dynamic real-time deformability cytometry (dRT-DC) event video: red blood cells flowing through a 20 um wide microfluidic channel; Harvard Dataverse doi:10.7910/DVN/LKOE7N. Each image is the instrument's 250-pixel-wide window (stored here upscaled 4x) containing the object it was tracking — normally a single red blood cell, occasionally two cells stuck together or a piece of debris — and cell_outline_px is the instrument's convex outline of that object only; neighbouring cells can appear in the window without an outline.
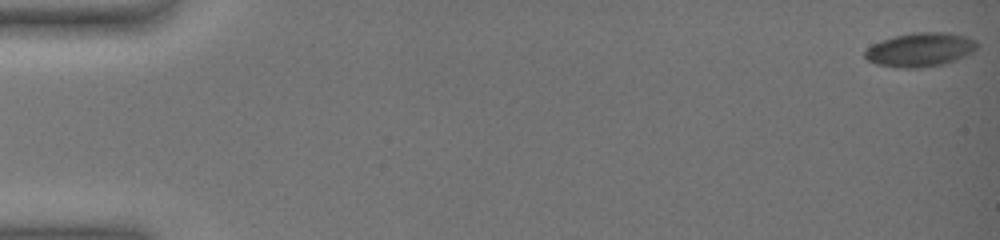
{"species": "common noctule bat (a hibernating species)", "species_latin": "Nyctalus noctula", "temperature_condition": "warm", "stored_images_in_passage": 57, "camera_frame_rate_fps": 3000, "um_per_image_px": 0.085, "animal": {"sex": "female", "body_mass_g": 19.0, "forearm_length_mm": 51.5}, "frame": {"image": 1, "passage_image": 1, "time_ms": 0.0, "image_size_px": [1000, 240], "cell_outline_px": [[980, 44], [972, 52], [956, 60], [940, 64], [920, 68], [904, 68], [876, 64], [868, 60], [864, 56], [864, 52], [872, 44], [896, 36], [912, 32], [948, 32], [968, 36], [976, 40]], "centroid_in_image_um": [78.25, 4.21], "position_along_channel_um": 6.7, "area_um2": 22.14}}
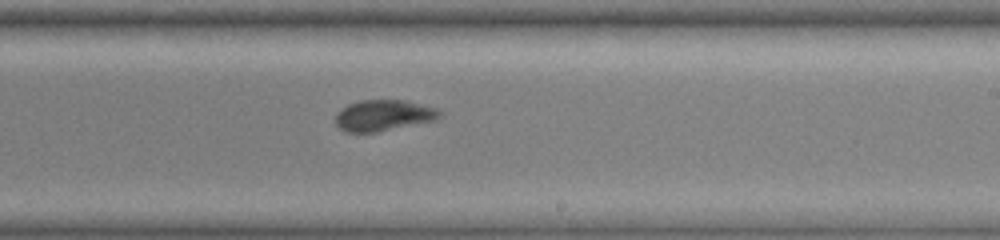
{"frame": {"image": 2, "passage_image": 37, "time_ms": 12.0, "image_size_px": [1000, 240], "cell_outline_px": [[440, 116], [436, 120], [376, 132], [344, 132], [336, 124], [336, 116], [348, 104], [360, 100], [404, 100], [436, 108], [440, 112]], "centroid_in_image_um": [32.6, 9.81], "position_along_channel_um": 256.4, "area_um2": 18.55}}
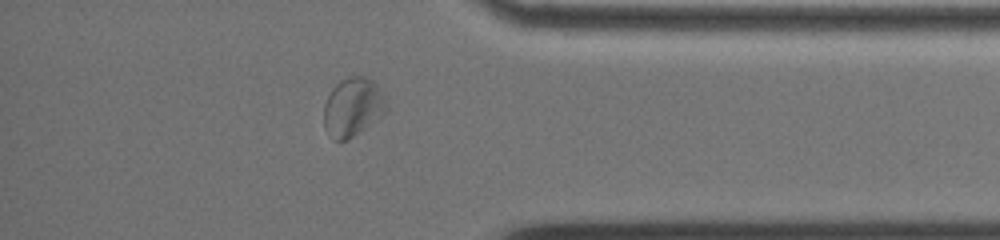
{"frame": {"image": 3, "passage_image": 50, "time_ms": 16.333, "image_size_px": [1000, 240], "cell_outline_px": [[388, 108], [384, 112], [364, 128], [352, 136], [344, 140], [336, 140], [324, 128], [324, 104], [332, 88], [336, 84], [352, 76], [364, 76], [372, 80], [380, 88], [388, 104]], "centroid_in_image_um": [29.99, 9.07], "position_along_channel_um": 405.2, "area_um2": 20.87}, "authors_computed_cell_mechanics": {"area_um2": 20.2878, "velocity_mm_per_s": 3.5304, "shape_relaxation_time_tau1_ms": null, "shape_relaxation_time_tau2_ms": 2.656, "deformation_change_tau1": null, "deformation_change_tau2": 0.0506}}